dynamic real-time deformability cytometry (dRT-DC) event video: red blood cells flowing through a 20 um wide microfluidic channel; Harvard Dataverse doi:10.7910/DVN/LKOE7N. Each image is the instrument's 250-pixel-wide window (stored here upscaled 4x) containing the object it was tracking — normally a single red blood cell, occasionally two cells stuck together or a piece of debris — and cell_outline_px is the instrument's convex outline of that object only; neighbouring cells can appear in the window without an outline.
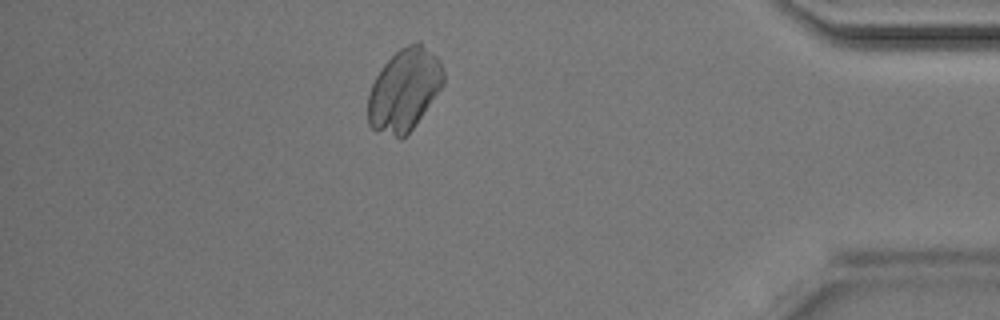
{"species": "Egyptian fruit bat (a non-hibernating species)", "species_latin": "Rousettus aegyptiacus", "temperature_condition": "room temperature", "stored_images_in_passage": 39, "camera_frame_rate_fps": 3000, "um_per_image_px": 0.085, "animal": {"sex": "male"}, "frame": {"image": 1, "passage_image": 33, "time_ms": 10.667, "image_size_px": [1000, 320], "cell_outline_px": [[444, 84], [416, 124], [400, 140], [376, 132], [368, 124], [368, 96], [372, 84], [376, 76], [384, 64], [400, 48], [408, 44], [420, 44], [432, 52], [440, 60], [444, 68]], "centroid_in_image_um": [34.36, 7.68], "position_along_channel_um": 400.8, "area_um2": 36.13}}